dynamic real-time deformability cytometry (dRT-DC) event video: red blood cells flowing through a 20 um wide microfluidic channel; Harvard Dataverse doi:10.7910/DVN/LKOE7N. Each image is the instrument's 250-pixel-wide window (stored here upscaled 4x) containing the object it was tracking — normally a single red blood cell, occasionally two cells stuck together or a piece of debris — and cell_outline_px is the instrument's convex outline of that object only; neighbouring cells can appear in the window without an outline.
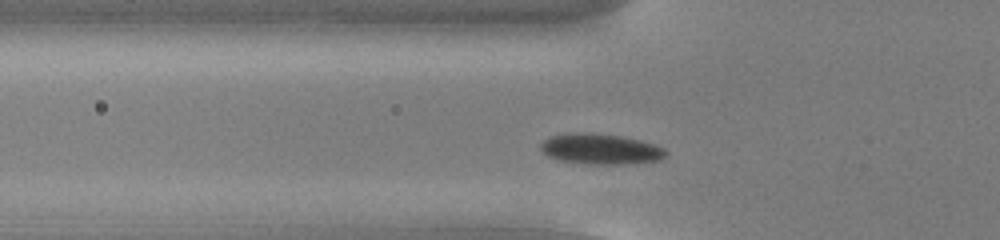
{"species": "common noctule bat (a hibernating species)", "species_latin": "Nyctalus noctula", "temperature_condition": "cold", "stored_images_in_passage": 43, "camera_frame_rate_fps": 3000, "um_per_image_px": 0.085, "animal": {"sex": "male", "body_mass_g": 13.0, "forearm_length_mm": 53.1}, "frame": {"image": 1, "passage_image": 7, "time_ms": 2.0, "image_size_px": [1000, 240], "cell_outline_px": [[668, 156], [660, 160], [624, 164], [584, 164], [560, 160], [548, 156], [540, 148], [540, 144], [544, 140], [552, 136], [572, 132], [592, 132], [620, 136], [640, 140], [656, 144], [664, 148], [668, 152]], "centroid_in_image_um": [51.08, 12.66], "position_along_channel_um": 74.7, "area_um2": 22.48}}
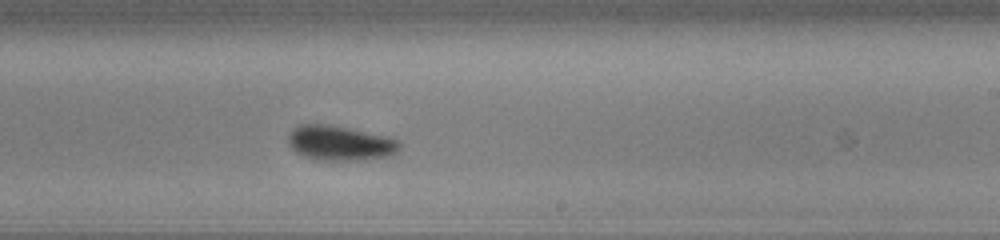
{"frame": {"image": 2, "passage_image": 22, "time_ms": 7.0, "image_size_px": [1000, 240], "cell_outline_px": [[400, 148], [396, 152], [388, 156], [356, 160], [316, 160], [304, 156], [296, 152], [288, 144], [288, 136], [300, 124], [328, 124], [388, 136], [400, 140]], "centroid_in_image_um": [28.91, 12.16], "position_along_channel_um": 260.1, "area_um2": 22.48}}
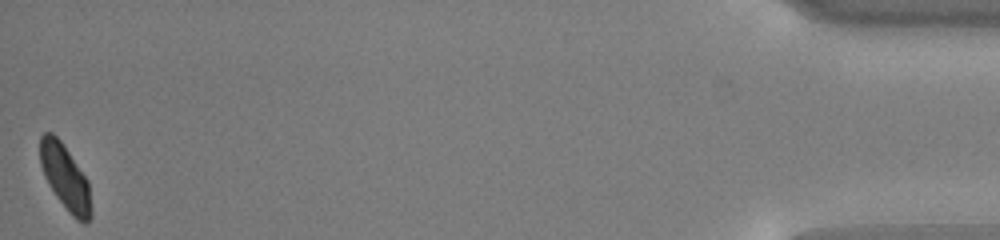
{"frame": {"image": 3, "passage_image": 43, "time_ms": 14.0, "image_size_px": [1000, 240], "cell_outline_px": [[92, 216], [88, 224], [84, 224], [76, 220], [72, 216], [56, 196], [48, 184], [44, 176], [40, 164], [40, 136], [44, 132], [52, 132], [60, 140], [88, 180], [92, 208]], "centroid_in_image_um": [5.56, 15.12], "position_along_channel_um": 429.6, "area_um2": 19.54}, "authors_computed_cell_mechanics": {"area_um2": 21.8484, "velocity_mm_per_s": 3.7196, "shape_relaxation_time_tau1_ms": 2.4607, "shape_relaxation_time_tau2_ms": null, "deformation_change_tau1": 0.0703, "deformation_change_tau2": null}}